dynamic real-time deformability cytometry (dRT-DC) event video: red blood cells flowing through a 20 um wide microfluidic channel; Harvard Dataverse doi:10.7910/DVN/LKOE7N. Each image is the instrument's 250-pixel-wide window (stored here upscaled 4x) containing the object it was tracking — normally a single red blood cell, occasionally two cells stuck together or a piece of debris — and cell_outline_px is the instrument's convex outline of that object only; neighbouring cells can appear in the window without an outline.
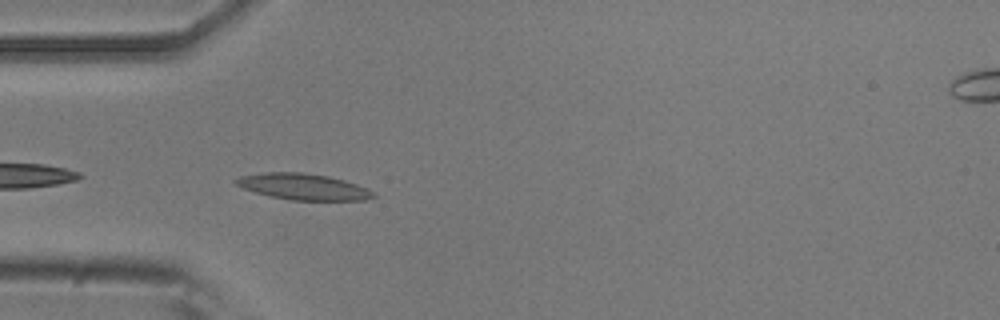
{"species": "common noctule bat (a hibernating species)", "species_latin": "Nyctalus noctula", "temperature_condition": "room temperature", "stored_images_in_passage": 32, "camera_frame_rate_fps": 3000, "um_per_image_px": 0.085, "animal": {"sex": "male", "body_mass_g": 20.5, "forearm_length_mm": 52.5}, "frame": {"image": 1, "passage_image": 2, "time_ms": 0.333, "image_size_px": [1000, 320], "cell_outline_px": [[376, 196], [364, 200], [292, 200], [272, 196], [256, 192], [244, 188], [236, 184], [232, 180], [240, 176], [264, 172], [304, 172], [328, 176], [344, 180], [368, 188], [376, 192]], "centroid_in_image_um": [25.81, 15.86], "position_along_channel_um": 59.2, "area_um2": 20.92}}
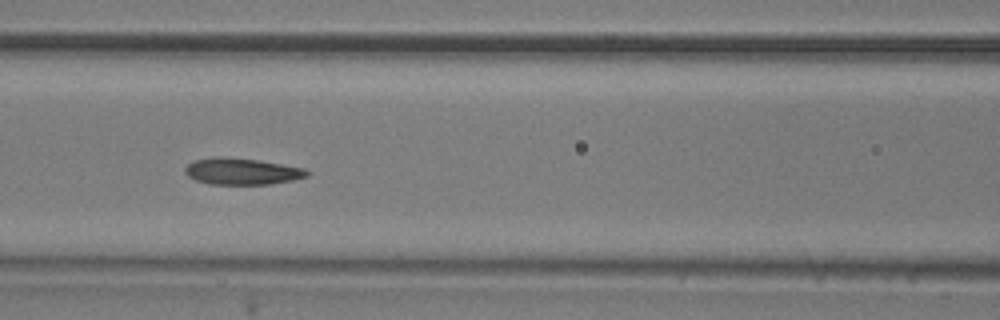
{"frame": {"image": 2, "passage_image": 9, "time_ms": 2.667, "image_size_px": [1000, 320], "cell_outline_px": [[308, 176], [292, 180], [268, 184], [208, 184], [196, 180], [188, 176], [184, 172], [184, 168], [192, 160], [212, 156], [228, 156], [260, 160], [304, 168], [308, 172]], "centroid_in_image_um": [20.5, 14.54], "position_along_channel_um": 146.1, "area_um2": 19.07}}
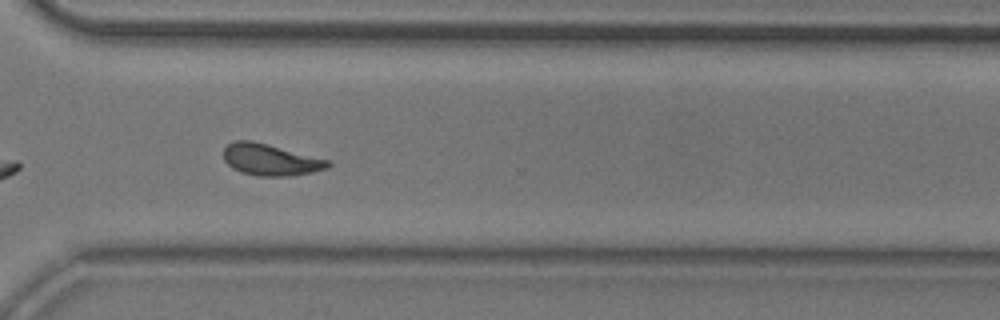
{"frame": {"image": 3, "passage_image": 25, "time_ms": 8.0, "image_size_px": [1000, 320], "cell_outline_px": [[332, 164], [328, 168], [312, 172], [288, 176], [260, 176], [240, 172], [232, 168], [224, 160], [224, 148], [228, 144], [236, 140], [252, 140], [332, 160]], "centroid_in_image_um": [23.02, 13.57], "position_along_channel_um": 347.6, "area_um2": 19.36}, "authors_computed_cell_mechanics": {"area_um2": 18.9584, "velocity_mm_per_s": 3.794, "shape_relaxation_time_tau1_ms": 4.9452, "shape_relaxation_time_tau2_ms": 2.0958, "deformation_change_tau1": 0.1581, "deformation_change_tau2": 0.0884}}